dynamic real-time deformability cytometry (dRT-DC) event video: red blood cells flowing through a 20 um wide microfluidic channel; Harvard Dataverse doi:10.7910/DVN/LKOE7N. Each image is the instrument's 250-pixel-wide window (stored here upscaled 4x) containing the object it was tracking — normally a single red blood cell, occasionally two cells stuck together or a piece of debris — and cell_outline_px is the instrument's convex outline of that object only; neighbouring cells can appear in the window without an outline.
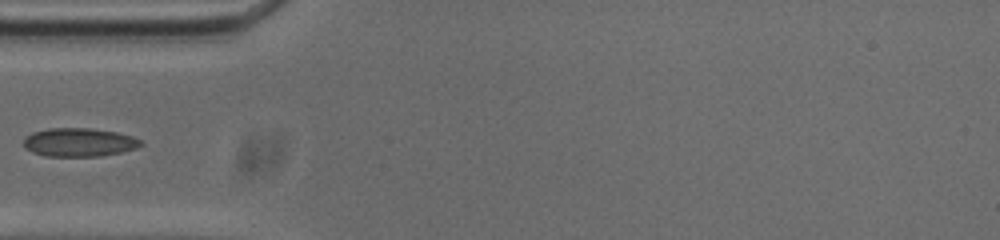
{"species": "common noctule bat (a hibernating species)", "species_latin": "Nyctalus noctula", "temperature_condition": "cold", "stored_images_in_passage": 38, "camera_frame_rate_fps": 3000, "um_per_image_px": 0.085, "animal": {"sex": "male", "body_mass_g": 20.0, "forearm_length_mm": 53.3}, "frame": {"image": 1, "passage_image": 1, "time_ms": 0.0, "image_size_px": [1000, 240], "cell_outline_px": [[144, 144], [136, 148], [120, 152], [100, 156], [44, 156], [32, 152], [24, 148], [24, 136], [32, 132], [48, 128], [88, 128], [116, 132], [132, 136], [140, 140]], "centroid_in_image_um": [6.68, 12.09], "position_along_channel_um": 78.3, "area_um2": 19.54}}
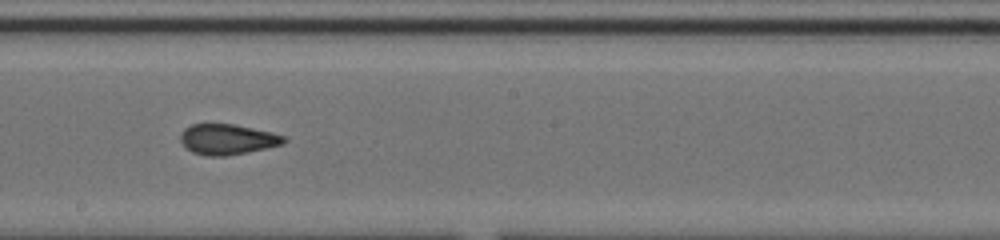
{"frame": {"image": 2, "passage_image": 13, "time_ms": 4.0, "image_size_px": [1000, 240], "cell_outline_px": [[288, 140], [284, 144], [268, 148], [248, 152], [224, 156], [204, 156], [192, 152], [180, 140], [180, 132], [184, 128], [192, 124], [236, 124], [272, 132], [284, 136]], "centroid_in_image_um": [19.35, 11.84], "position_along_channel_um": 228.8, "area_um2": 18.55}}
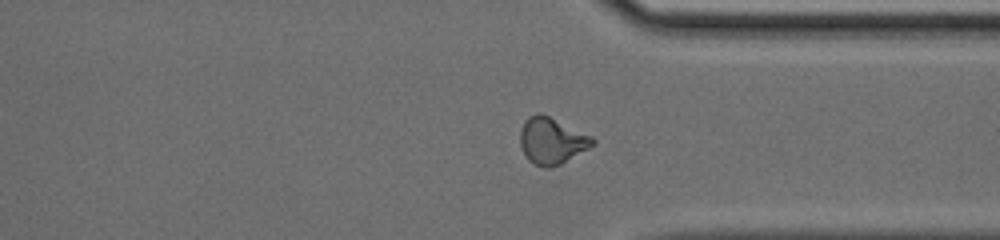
{"frame": {"image": 3, "passage_image": 24, "time_ms": 7.667, "image_size_px": [1000, 240], "cell_outline_px": [[596, 144], [560, 164], [552, 168], [544, 168], [532, 164], [528, 160], [520, 144], [520, 132], [524, 120], [528, 116], [536, 112], [540, 112], [592, 136], [596, 140]], "centroid_in_image_um": [46.89, 11.96], "position_along_channel_um": 364.5, "area_um2": 19.77}}